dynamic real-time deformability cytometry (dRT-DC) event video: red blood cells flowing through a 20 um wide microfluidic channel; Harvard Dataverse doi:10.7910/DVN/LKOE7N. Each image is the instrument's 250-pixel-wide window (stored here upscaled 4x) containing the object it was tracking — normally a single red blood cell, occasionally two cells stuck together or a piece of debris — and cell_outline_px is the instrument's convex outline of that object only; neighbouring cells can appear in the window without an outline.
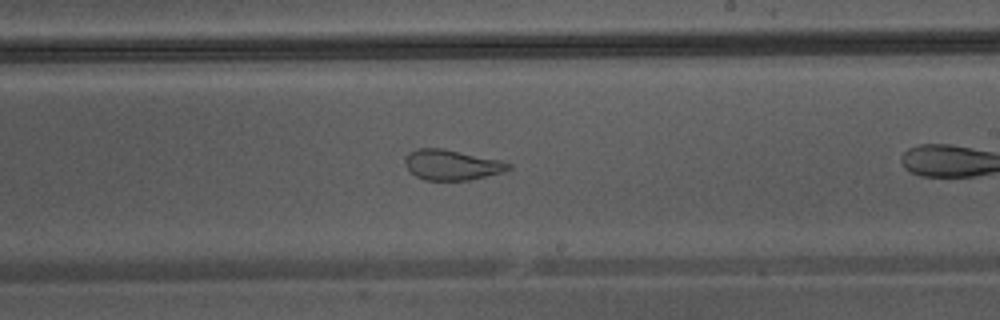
{"species": "Egyptian fruit bat (a non-hibernating species)", "species_latin": "Rousettus aegyptiacus", "temperature_condition": "warm", "stored_images_in_passage": 23, "camera_frame_rate_fps": 3000, "um_per_image_px": 0.085, "animal": {"sex": "male"}, "frame": {"image": 1, "passage_image": 14, "time_ms": 4.333, "image_size_px": [1000, 320], "cell_outline_px": [[512, 168], [504, 172], [468, 180], [424, 180], [416, 176], [404, 164], [404, 160], [408, 152], [416, 148], [444, 148], [500, 160], [512, 164]], "centroid_in_image_um": [38.4, 14.0], "position_along_channel_um": 250.6, "area_um2": 18.38}}